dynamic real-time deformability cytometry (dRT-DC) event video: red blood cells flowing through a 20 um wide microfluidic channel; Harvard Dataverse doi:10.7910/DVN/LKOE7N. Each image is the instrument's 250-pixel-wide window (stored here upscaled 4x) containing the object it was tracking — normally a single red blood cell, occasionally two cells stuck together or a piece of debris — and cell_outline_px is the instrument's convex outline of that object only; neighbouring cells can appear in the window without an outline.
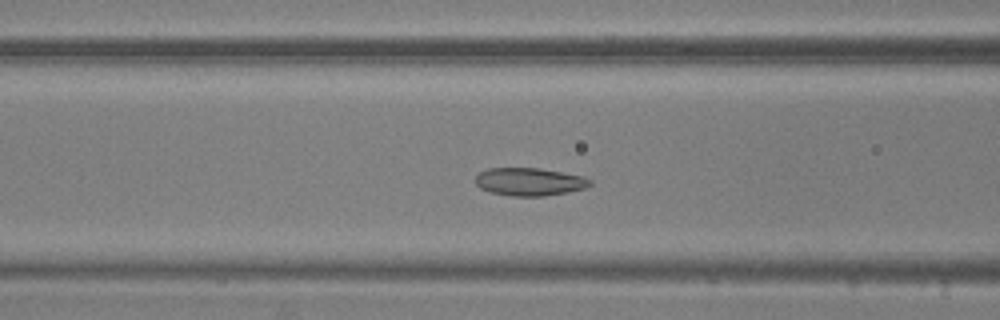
{"species": "common noctule bat (a hibernating species)", "species_latin": "Nyctalus noctula", "temperature_condition": "warm", "stored_images_in_passage": 53, "camera_frame_rate_fps": 3000, "um_per_image_px": 0.085, "animal": {"sex": "male", "body_mass_g": 20.5, "forearm_length_mm": 52.5}, "frame": {"image": 1, "passage_image": 19, "time_ms": 6.0, "image_size_px": [1000, 320], "cell_outline_px": [[592, 184], [584, 188], [568, 192], [544, 196], [512, 196], [492, 192], [480, 188], [476, 184], [476, 176], [480, 172], [488, 168], [540, 168], [580, 176], [592, 180]], "centroid_in_image_um": [44.99, 15.45], "position_along_channel_um": 121.6, "area_um2": 18.44}}
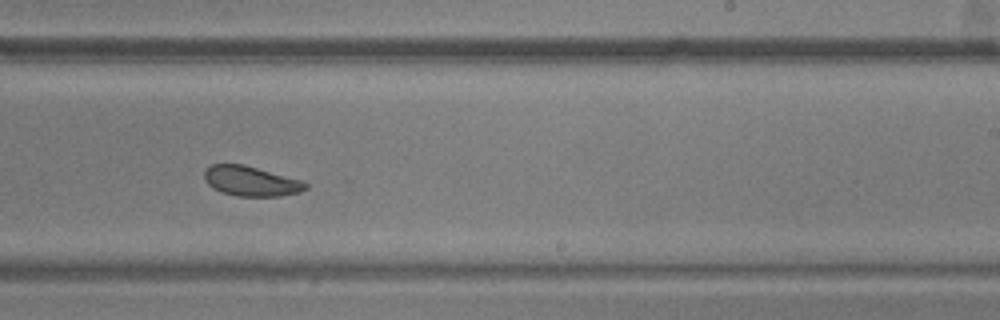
{"frame": {"image": 2, "passage_image": 31, "time_ms": 10.0, "image_size_px": [1000, 320], "cell_outline_px": [[308, 188], [300, 192], [280, 196], [236, 196], [220, 192], [212, 188], [204, 180], [204, 172], [212, 164], [244, 164], [300, 180], [308, 184]], "centroid_in_image_um": [21.31, 15.4], "position_along_channel_um": 267.7, "area_um2": 17.63}}
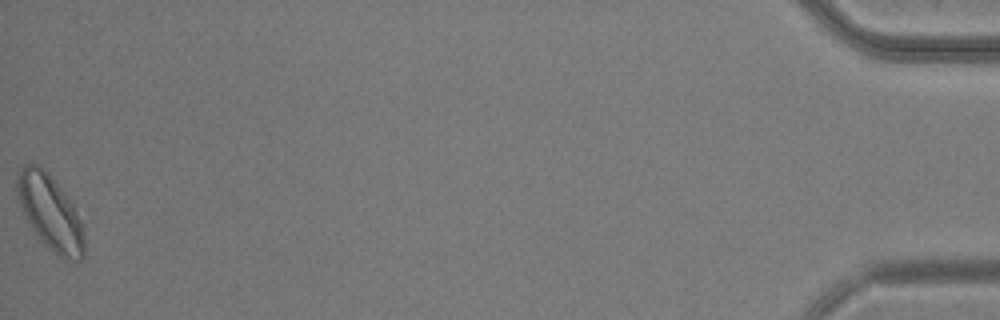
{"frame": {"image": 3, "passage_image": 53, "time_ms": 17.333, "image_size_px": [1000, 320], "cell_outline_px": [[84, 256], [80, 260], [64, 260], [44, 244], [40, 240], [24, 216], [16, 188], [16, 172], [24, 164], [36, 164], [44, 168], [60, 188], [72, 204], [80, 220], [84, 236]], "centroid_in_image_um": [4.24, 18.06], "position_along_channel_um": 431.0, "area_um2": 29.02}, "authors_computed_cell_mechanics": {"area_um2": 20.1144, "velocity_mm_per_s": 3.6571, "shape_relaxation_time_tau1_ms": 3.9671, "shape_relaxation_time_tau2_ms": 6.4922, "deformation_change_tau1": 0.0924, "deformation_change_tau2": 0.1104}}